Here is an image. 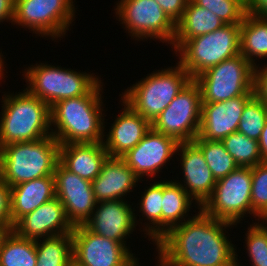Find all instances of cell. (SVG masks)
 <instances>
[{"instance_id": "cell-10", "label": "cell", "mask_w": 267, "mask_h": 266, "mask_svg": "<svg viewBox=\"0 0 267 266\" xmlns=\"http://www.w3.org/2000/svg\"><path fill=\"white\" fill-rule=\"evenodd\" d=\"M74 5L73 0H15L13 25L61 39L75 19Z\"/></svg>"}, {"instance_id": "cell-4", "label": "cell", "mask_w": 267, "mask_h": 266, "mask_svg": "<svg viewBox=\"0 0 267 266\" xmlns=\"http://www.w3.org/2000/svg\"><path fill=\"white\" fill-rule=\"evenodd\" d=\"M60 143L52 136L0 148V177L9 186L54 175Z\"/></svg>"}, {"instance_id": "cell-9", "label": "cell", "mask_w": 267, "mask_h": 266, "mask_svg": "<svg viewBox=\"0 0 267 266\" xmlns=\"http://www.w3.org/2000/svg\"><path fill=\"white\" fill-rule=\"evenodd\" d=\"M251 190L252 168L238 167L216 181L211 196L200 209L215 219L237 225L247 214L252 215Z\"/></svg>"}, {"instance_id": "cell-11", "label": "cell", "mask_w": 267, "mask_h": 266, "mask_svg": "<svg viewBox=\"0 0 267 266\" xmlns=\"http://www.w3.org/2000/svg\"><path fill=\"white\" fill-rule=\"evenodd\" d=\"M115 16L133 39H157L172 45L176 24L155 0H119ZM130 33V34H129ZM141 39V40H140Z\"/></svg>"}, {"instance_id": "cell-27", "label": "cell", "mask_w": 267, "mask_h": 266, "mask_svg": "<svg viewBox=\"0 0 267 266\" xmlns=\"http://www.w3.org/2000/svg\"><path fill=\"white\" fill-rule=\"evenodd\" d=\"M36 242L19 237L13 230L0 238V266H36Z\"/></svg>"}, {"instance_id": "cell-21", "label": "cell", "mask_w": 267, "mask_h": 266, "mask_svg": "<svg viewBox=\"0 0 267 266\" xmlns=\"http://www.w3.org/2000/svg\"><path fill=\"white\" fill-rule=\"evenodd\" d=\"M138 181L141 182L121 157L108 156L100 173L92 181L94 198L97 203L116 199L126 200L127 194L139 185L136 184Z\"/></svg>"}, {"instance_id": "cell-18", "label": "cell", "mask_w": 267, "mask_h": 266, "mask_svg": "<svg viewBox=\"0 0 267 266\" xmlns=\"http://www.w3.org/2000/svg\"><path fill=\"white\" fill-rule=\"evenodd\" d=\"M73 228L67 219L64 206L55 197L22 217L13 226V231L19 237L38 240L72 233Z\"/></svg>"}, {"instance_id": "cell-29", "label": "cell", "mask_w": 267, "mask_h": 266, "mask_svg": "<svg viewBox=\"0 0 267 266\" xmlns=\"http://www.w3.org/2000/svg\"><path fill=\"white\" fill-rule=\"evenodd\" d=\"M36 266H68L73 261L72 234L35 240Z\"/></svg>"}, {"instance_id": "cell-24", "label": "cell", "mask_w": 267, "mask_h": 266, "mask_svg": "<svg viewBox=\"0 0 267 266\" xmlns=\"http://www.w3.org/2000/svg\"><path fill=\"white\" fill-rule=\"evenodd\" d=\"M240 54L253 67L267 58V18L246 13L240 26Z\"/></svg>"}, {"instance_id": "cell-25", "label": "cell", "mask_w": 267, "mask_h": 266, "mask_svg": "<svg viewBox=\"0 0 267 266\" xmlns=\"http://www.w3.org/2000/svg\"><path fill=\"white\" fill-rule=\"evenodd\" d=\"M192 203L194 200L176 180H163L162 236L172 227L187 221Z\"/></svg>"}, {"instance_id": "cell-37", "label": "cell", "mask_w": 267, "mask_h": 266, "mask_svg": "<svg viewBox=\"0 0 267 266\" xmlns=\"http://www.w3.org/2000/svg\"><path fill=\"white\" fill-rule=\"evenodd\" d=\"M259 63L253 71V93L267 105V64L259 67Z\"/></svg>"}, {"instance_id": "cell-38", "label": "cell", "mask_w": 267, "mask_h": 266, "mask_svg": "<svg viewBox=\"0 0 267 266\" xmlns=\"http://www.w3.org/2000/svg\"><path fill=\"white\" fill-rule=\"evenodd\" d=\"M168 17L176 24L182 17L188 0H155Z\"/></svg>"}, {"instance_id": "cell-5", "label": "cell", "mask_w": 267, "mask_h": 266, "mask_svg": "<svg viewBox=\"0 0 267 266\" xmlns=\"http://www.w3.org/2000/svg\"><path fill=\"white\" fill-rule=\"evenodd\" d=\"M240 26L225 24L208 34L173 41L178 63L192 80L222 61L240 54Z\"/></svg>"}, {"instance_id": "cell-17", "label": "cell", "mask_w": 267, "mask_h": 266, "mask_svg": "<svg viewBox=\"0 0 267 266\" xmlns=\"http://www.w3.org/2000/svg\"><path fill=\"white\" fill-rule=\"evenodd\" d=\"M180 155L183 182L179 183L198 205V209L211 196L216 180L209 169L201 149L193 142L179 143L176 149Z\"/></svg>"}, {"instance_id": "cell-16", "label": "cell", "mask_w": 267, "mask_h": 266, "mask_svg": "<svg viewBox=\"0 0 267 266\" xmlns=\"http://www.w3.org/2000/svg\"><path fill=\"white\" fill-rule=\"evenodd\" d=\"M95 209L83 225L93 233L126 246V239L138 224L135 208L132 209L127 200L116 199L98 202Z\"/></svg>"}, {"instance_id": "cell-34", "label": "cell", "mask_w": 267, "mask_h": 266, "mask_svg": "<svg viewBox=\"0 0 267 266\" xmlns=\"http://www.w3.org/2000/svg\"><path fill=\"white\" fill-rule=\"evenodd\" d=\"M245 236L244 243L251 266H267V228L255 221L248 226Z\"/></svg>"}, {"instance_id": "cell-22", "label": "cell", "mask_w": 267, "mask_h": 266, "mask_svg": "<svg viewBox=\"0 0 267 266\" xmlns=\"http://www.w3.org/2000/svg\"><path fill=\"white\" fill-rule=\"evenodd\" d=\"M108 153L103 142L60 144L59 163L72 173L92 182L101 171Z\"/></svg>"}, {"instance_id": "cell-20", "label": "cell", "mask_w": 267, "mask_h": 266, "mask_svg": "<svg viewBox=\"0 0 267 266\" xmlns=\"http://www.w3.org/2000/svg\"><path fill=\"white\" fill-rule=\"evenodd\" d=\"M123 111L116 115L108 134L104 132V147L109 157H122L134 148L152 128L151 122L135 112L123 100Z\"/></svg>"}, {"instance_id": "cell-28", "label": "cell", "mask_w": 267, "mask_h": 266, "mask_svg": "<svg viewBox=\"0 0 267 266\" xmlns=\"http://www.w3.org/2000/svg\"><path fill=\"white\" fill-rule=\"evenodd\" d=\"M143 193V194H142ZM162 201H163V181H155L145 191H141L139 212L142 217H146L143 231L154 244L162 237ZM152 224V225H151Z\"/></svg>"}, {"instance_id": "cell-31", "label": "cell", "mask_w": 267, "mask_h": 266, "mask_svg": "<svg viewBox=\"0 0 267 266\" xmlns=\"http://www.w3.org/2000/svg\"><path fill=\"white\" fill-rule=\"evenodd\" d=\"M239 167H254L262 162L258 140L234 132L221 140Z\"/></svg>"}, {"instance_id": "cell-32", "label": "cell", "mask_w": 267, "mask_h": 266, "mask_svg": "<svg viewBox=\"0 0 267 266\" xmlns=\"http://www.w3.org/2000/svg\"><path fill=\"white\" fill-rule=\"evenodd\" d=\"M267 122V105L253 96L245 105L237 132L259 140Z\"/></svg>"}, {"instance_id": "cell-41", "label": "cell", "mask_w": 267, "mask_h": 266, "mask_svg": "<svg viewBox=\"0 0 267 266\" xmlns=\"http://www.w3.org/2000/svg\"><path fill=\"white\" fill-rule=\"evenodd\" d=\"M259 151L263 161H267V122L263 127L262 133L258 140Z\"/></svg>"}, {"instance_id": "cell-8", "label": "cell", "mask_w": 267, "mask_h": 266, "mask_svg": "<svg viewBox=\"0 0 267 266\" xmlns=\"http://www.w3.org/2000/svg\"><path fill=\"white\" fill-rule=\"evenodd\" d=\"M253 71L254 67L241 54L206 70L194 79L200 87L202 103L254 96Z\"/></svg>"}, {"instance_id": "cell-26", "label": "cell", "mask_w": 267, "mask_h": 266, "mask_svg": "<svg viewBox=\"0 0 267 266\" xmlns=\"http://www.w3.org/2000/svg\"><path fill=\"white\" fill-rule=\"evenodd\" d=\"M224 25L216 14L188 0L181 19L176 23L174 40H189L213 32Z\"/></svg>"}, {"instance_id": "cell-40", "label": "cell", "mask_w": 267, "mask_h": 266, "mask_svg": "<svg viewBox=\"0 0 267 266\" xmlns=\"http://www.w3.org/2000/svg\"><path fill=\"white\" fill-rule=\"evenodd\" d=\"M15 0H0V23L9 21L13 24Z\"/></svg>"}, {"instance_id": "cell-1", "label": "cell", "mask_w": 267, "mask_h": 266, "mask_svg": "<svg viewBox=\"0 0 267 266\" xmlns=\"http://www.w3.org/2000/svg\"><path fill=\"white\" fill-rule=\"evenodd\" d=\"M230 226L234 224L199 209L155 243L159 257L156 266H242L236 246L227 239L226 229Z\"/></svg>"}, {"instance_id": "cell-19", "label": "cell", "mask_w": 267, "mask_h": 266, "mask_svg": "<svg viewBox=\"0 0 267 266\" xmlns=\"http://www.w3.org/2000/svg\"><path fill=\"white\" fill-rule=\"evenodd\" d=\"M253 96H239L227 101L202 103L198 136L221 141L237 132L243 109Z\"/></svg>"}, {"instance_id": "cell-7", "label": "cell", "mask_w": 267, "mask_h": 266, "mask_svg": "<svg viewBox=\"0 0 267 266\" xmlns=\"http://www.w3.org/2000/svg\"><path fill=\"white\" fill-rule=\"evenodd\" d=\"M24 70L22 75L26 80V89L50 107L60 100L86 95L102 81L93 73L46 63H36Z\"/></svg>"}, {"instance_id": "cell-35", "label": "cell", "mask_w": 267, "mask_h": 266, "mask_svg": "<svg viewBox=\"0 0 267 266\" xmlns=\"http://www.w3.org/2000/svg\"><path fill=\"white\" fill-rule=\"evenodd\" d=\"M251 203L252 215L255 220H258V217L267 209V161L252 167Z\"/></svg>"}, {"instance_id": "cell-33", "label": "cell", "mask_w": 267, "mask_h": 266, "mask_svg": "<svg viewBox=\"0 0 267 266\" xmlns=\"http://www.w3.org/2000/svg\"><path fill=\"white\" fill-rule=\"evenodd\" d=\"M196 5L216 14L225 24H241L247 13L238 0H191Z\"/></svg>"}, {"instance_id": "cell-42", "label": "cell", "mask_w": 267, "mask_h": 266, "mask_svg": "<svg viewBox=\"0 0 267 266\" xmlns=\"http://www.w3.org/2000/svg\"><path fill=\"white\" fill-rule=\"evenodd\" d=\"M258 221H262L260 224L267 228V209L258 217Z\"/></svg>"}, {"instance_id": "cell-12", "label": "cell", "mask_w": 267, "mask_h": 266, "mask_svg": "<svg viewBox=\"0 0 267 266\" xmlns=\"http://www.w3.org/2000/svg\"><path fill=\"white\" fill-rule=\"evenodd\" d=\"M201 105L200 87L191 80L151 123L152 128L178 143L193 141L199 134Z\"/></svg>"}, {"instance_id": "cell-23", "label": "cell", "mask_w": 267, "mask_h": 266, "mask_svg": "<svg viewBox=\"0 0 267 266\" xmlns=\"http://www.w3.org/2000/svg\"><path fill=\"white\" fill-rule=\"evenodd\" d=\"M55 197L54 175L37 178L10 187L12 226L22 217Z\"/></svg>"}, {"instance_id": "cell-15", "label": "cell", "mask_w": 267, "mask_h": 266, "mask_svg": "<svg viewBox=\"0 0 267 266\" xmlns=\"http://www.w3.org/2000/svg\"><path fill=\"white\" fill-rule=\"evenodd\" d=\"M178 142L151 128L143 139L121 158L141 180L144 176L151 180L174 157Z\"/></svg>"}, {"instance_id": "cell-30", "label": "cell", "mask_w": 267, "mask_h": 266, "mask_svg": "<svg viewBox=\"0 0 267 266\" xmlns=\"http://www.w3.org/2000/svg\"><path fill=\"white\" fill-rule=\"evenodd\" d=\"M193 142L201 149L216 181L239 167L221 141L202 139L197 136Z\"/></svg>"}, {"instance_id": "cell-13", "label": "cell", "mask_w": 267, "mask_h": 266, "mask_svg": "<svg viewBox=\"0 0 267 266\" xmlns=\"http://www.w3.org/2000/svg\"><path fill=\"white\" fill-rule=\"evenodd\" d=\"M71 234L73 262L79 266H141L129 245L93 233L83 224L74 226Z\"/></svg>"}, {"instance_id": "cell-6", "label": "cell", "mask_w": 267, "mask_h": 266, "mask_svg": "<svg viewBox=\"0 0 267 266\" xmlns=\"http://www.w3.org/2000/svg\"><path fill=\"white\" fill-rule=\"evenodd\" d=\"M145 77L120 95L121 100L151 123L192 80L179 63Z\"/></svg>"}, {"instance_id": "cell-46", "label": "cell", "mask_w": 267, "mask_h": 266, "mask_svg": "<svg viewBox=\"0 0 267 266\" xmlns=\"http://www.w3.org/2000/svg\"><path fill=\"white\" fill-rule=\"evenodd\" d=\"M4 232H5V231H3V230L0 229V238H1V236L3 235Z\"/></svg>"}, {"instance_id": "cell-2", "label": "cell", "mask_w": 267, "mask_h": 266, "mask_svg": "<svg viewBox=\"0 0 267 266\" xmlns=\"http://www.w3.org/2000/svg\"><path fill=\"white\" fill-rule=\"evenodd\" d=\"M102 83L86 95L60 100L50 107L51 134L60 144L103 142Z\"/></svg>"}, {"instance_id": "cell-39", "label": "cell", "mask_w": 267, "mask_h": 266, "mask_svg": "<svg viewBox=\"0 0 267 266\" xmlns=\"http://www.w3.org/2000/svg\"><path fill=\"white\" fill-rule=\"evenodd\" d=\"M246 11L258 17L267 18V0H249Z\"/></svg>"}, {"instance_id": "cell-45", "label": "cell", "mask_w": 267, "mask_h": 266, "mask_svg": "<svg viewBox=\"0 0 267 266\" xmlns=\"http://www.w3.org/2000/svg\"><path fill=\"white\" fill-rule=\"evenodd\" d=\"M68 266H79V265H77L75 262H71Z\"/></svg>"}, {"instance_id": "cell-43", "label": "cell", "mask_w": 267, "mask_h": 266, "mask_svg": "<svg viewBox=\"0 0 267 266\" xmlns=\"http://www.w3.org/2000/svg\"><path fill=\"white\" fill-rule=\"evenodd\" d=\"M5 61H3V57H0V81L2 80V79H4V73L5 72H3V71H5L4 69H5V63H4Z\"/></svg>"}, {"instance_id": "cell-36", "label": "cell", "mask_w": 267, "mask_h": 266, "mask_svg": "<svg viewBox=\"0 0 267 266\" xmlns=\"http://www.w3.org/2000/svg\"><path fill=\"white\" fill-rule=\"evenodd\" d=\"M10 187L0 177V229L13 230L10 214Z\"/></svg>"}, {"instance_id": "cell-3", "label": "cell", "mask_w": 267, "mask_h": 266, "mask_svg": "<svg viewBox=\"0 0 267 266\" xmlns=\"http://www.w3.org/2000/svg\"><path fill=\"white\" fill-rule=\"evenodd\" d=\"M15 93H4L1 100L0 148L52 135L50 106L27 89Z\"/></svg>"}, {"instance_id": "cell-44", "label": "cell", "mask_w": 267, "mask_h": 266, "mask_svg": "<svg viewBox=\"0 0 267 266\" xmlns=\"http://www.w3.org/2000/svg\"><path fill=\"white\" fill-rule=\"evenodd\" d=\"M238 1H240L246 7L249 0H238Z\"/></svg>"}, {"instance_id": "cell-14", "label": "cell", "mask_w": 267, "mask_h": 266, "mask_svg": "<svg viewBox=\"0 0 267 266\" xmlns=\"http://www.w3.org/2000/svg\"><path fill=\"white\" fill-rule=\"evenodd\" d=\"M55 196L65 209L73 226L84 224L96 207L92 182L64 168L59 162L54 169Z\"/></svg>"}]
</instances>
